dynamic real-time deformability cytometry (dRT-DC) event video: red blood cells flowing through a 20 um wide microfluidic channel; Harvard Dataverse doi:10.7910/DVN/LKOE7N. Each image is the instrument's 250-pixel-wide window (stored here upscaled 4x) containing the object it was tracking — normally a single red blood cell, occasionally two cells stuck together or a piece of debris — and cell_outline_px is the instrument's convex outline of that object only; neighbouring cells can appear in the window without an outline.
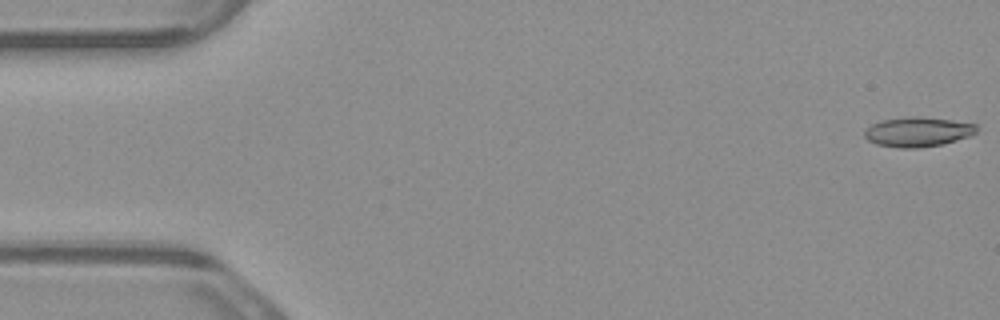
{"species": "common noctule bat (a hibernating species)", "species_latin": "Nyctalus noctula", "temperature_condition": "warm", "stored_images_in_passage": 5, "camera_frame_rate_fps": 3000, "um_per_image_px": 0.085, "animal": {"sex": "male", "body_mass_g": 23.1, "forearm_length_mm": 52.7}, "frame": {"image": 1, "passage_image": 1, "time_ms": 0.0, "image_size_px": [1000, 320], "cell_outline_px": [[976, 132], [972, 136], [944, 144], [916, 148], [896, 148], [876, 144], [868, 140], [864, 136], [864, 132], [872, 124], [880, 120], [908, 116], [920, 116], [952, 120], [976, 124]], "centroid_in_image_um": [78.01, 11.21], "position_along_channel_um": 7.0, "area_um2": 19.59}}
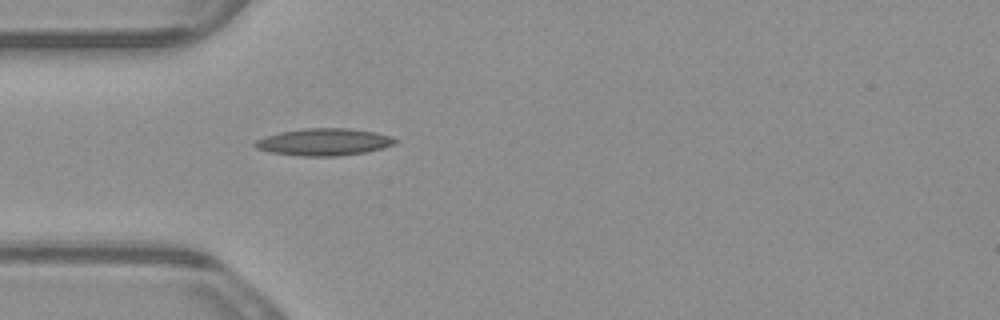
{"frame": {"image": 2, "passage_image": 5, "time_ms": 1.333, "image_size_px": [1000, 320], "cell_outline_px": [[396, 140], [392, 144], [380, 148], [364, 152], [340, 156], [300, 156], [268, 152], [256, 148], [252, 144], [256, 140], [264, 136], [280, 132], [308, 128], [348, 128], [376, 132], [392, 136]], "centroid_in_image_um": [27.47, 12.07], "position_along_channel_um": 57.5, "area_um2": 22.08}}